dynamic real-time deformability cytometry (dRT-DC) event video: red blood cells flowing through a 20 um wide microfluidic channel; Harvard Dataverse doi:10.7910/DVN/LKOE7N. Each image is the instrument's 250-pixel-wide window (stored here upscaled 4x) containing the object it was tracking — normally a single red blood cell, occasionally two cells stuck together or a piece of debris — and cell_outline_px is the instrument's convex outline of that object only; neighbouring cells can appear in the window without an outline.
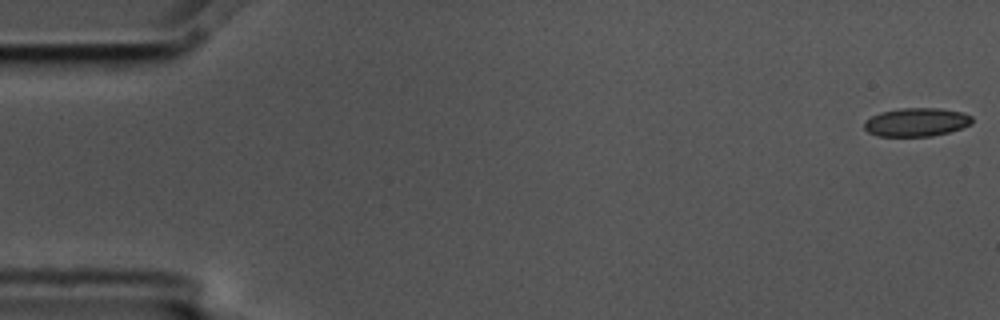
{"species": "common noctule bat (a hibernating species)", "species_latin": "Nyctalus noctula", "temperature_condition": "cold", "stored_images_in_passage": 10, "camera_frame_rate_fps": 3000, "um_per_image_px": 0.085, "animal": {"sex": "male", "body_mass_g": 17.5, "forearm_length_mm": 52.3}, "frame": {"image": 1, "passage_image": 1, "time_ms": 0.0, "image_size_px": [1000, 320], "cell_outline_px": [[972, 124], [948, 132], [932, 136], [876, 136], [868, 132], [864, 128], [864, 124], [872, 116], [880, 112], [900, 108], [940, 108], [964, 112], [972, 116]], "centroid_in_image_um": [77.92, 10.38], "position_along_channel_um": 7.1, "area_um2": 17.92}}
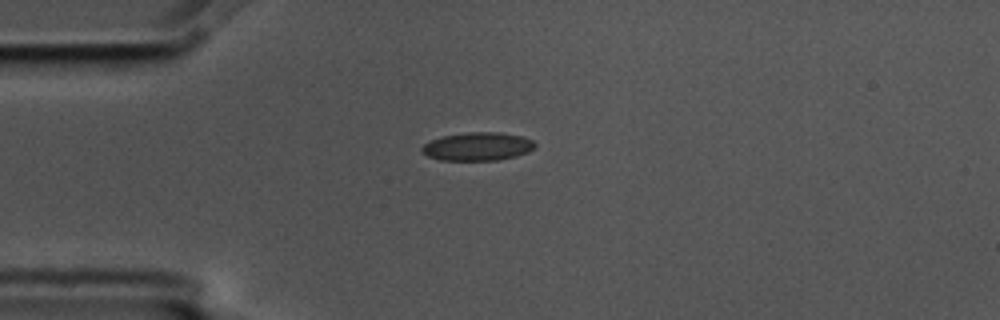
{"frame": {"image": 2, "passage_image": 4, "time_ms": 1.0, "image_size_px": [1000, 320], "cell_outline_px": [[536, 148], [528, 152], [516, 156], [500, 160], [440, 160], [428, 156], [420, 152], [420, 148], [424, 144], [432, 140], [444, 136], [468, 132], [500, 132], [524, 136], [532, 140], [536, 144]], "centroid_in_image_um": [40.63, 12.45], "position_along_channel_um": 44.4, "area_um2": 18.79}}